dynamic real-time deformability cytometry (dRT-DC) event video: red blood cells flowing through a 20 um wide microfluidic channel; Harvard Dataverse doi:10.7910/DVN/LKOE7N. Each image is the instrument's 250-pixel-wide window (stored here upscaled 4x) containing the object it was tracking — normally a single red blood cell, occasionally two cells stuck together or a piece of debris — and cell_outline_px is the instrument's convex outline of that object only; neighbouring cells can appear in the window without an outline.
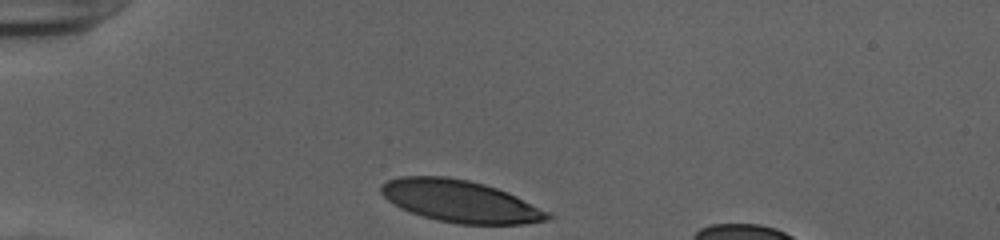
{"species": "human", "species_latin": "Homo sapiens", "temperature_condition": "cold", "stored_images_in_passage": 30, "camera_frame_rate_fps": 3000, "um_per_image_px": 0.085, "donor": {"sex": "female"}, "frame": {"image": 1, "passage_image": 1, "time_ms": 0.0, "image_size_px": [1000, 240], "cell_outline_px": [[556, 216], [548, 220], [524, 224], [460, 224], [436, 220], [400, 208], [388, 200], [380, 192], [380, 184], [388, 180], [400, 176], [448, 176], [468, 180], [484, 184], [508, 192], [552, 212]], "centroid_in_image_um": [39.17, 17.1], "position_along_channel_um": 45.8, "area_um2": 41.1}}
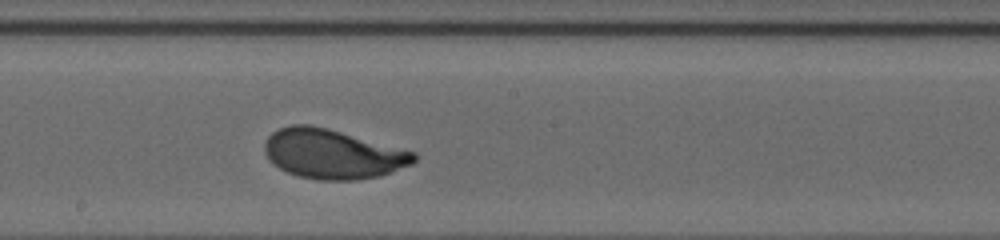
{"frame": {"image": 2, "passage_image": 17, "time_ms": 5.333, "image_size_px": [1000, 240], "cell_outline_px": [[416, 160], [412, 164], [380, 176], [356, 180], [320, 180], [300, 176], [288, 172], [272, 164], [268, 160], [264, 152], [264, 144], [268, 136], [272, 132], [280, 128], [292, 124], [308, 124], [328, 128], [416, 152]], "centroid_in_image_um": [28.26, 13.08], "position_along_channel_um": 219.9, "area_um2": 43.18}}
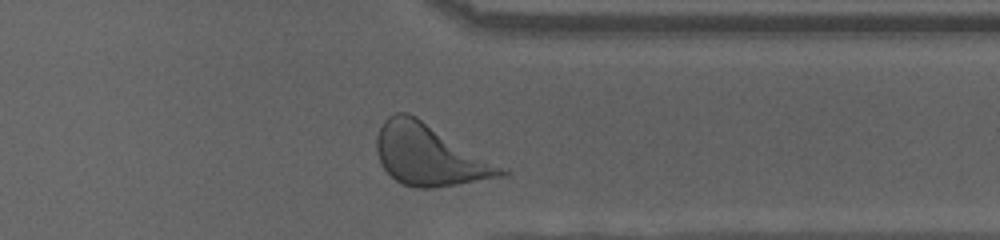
{"frame": {"image": 3, "passage_image": 29, "time_ms": 9.333, "image_size_px": [1000, 240], "cell_outline_px": [[512, 172], [500, 176], [436, 188], [416, 188], [404, 184], [396, 180], [380, 164], [376, 148], [376, 140], [380, 128], [384, 120], [388, 116], [396, 112], [408, 112], [416, 116], [508, 168]], "centroid_in_image_um": [36.53, 13.16], "position_along_channel_um": 374.9, "area_um2": 44.39}, "authors_computed_cell_mechanics": {"area_um2": 42.5986, "velocity_mm_per_s": 3.8974, "shape_relaxation_time_tau1_ms": 2.2784, "shape_relaxation_time_tau2_ms": null, "deformation_change_tau1": 0.1524, "deformation_change_tau2": null}}